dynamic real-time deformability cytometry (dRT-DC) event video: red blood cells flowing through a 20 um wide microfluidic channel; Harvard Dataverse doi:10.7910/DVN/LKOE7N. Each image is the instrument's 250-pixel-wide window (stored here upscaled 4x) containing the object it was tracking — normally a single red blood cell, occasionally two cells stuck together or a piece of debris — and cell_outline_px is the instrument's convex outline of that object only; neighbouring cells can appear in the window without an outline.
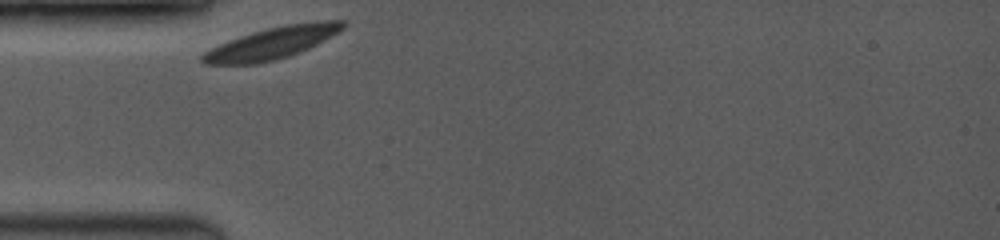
{"species": "common noctule bat (a hibernating species)", "species_latin": "Nyctalus noctula", "temperature_condition": "room temperature", "stored_images_in_passage": 16, "camera_frame_rate_fps": 3500, "um_per_image_px": 0.085, "animal": {"sex": "female", "body_mass_g": 19.0, "forearm_length_mm": 53.3}, "frame": {"image": 1, "passage_image": 1, "time_ms": 0.0, "image_size_px": [1000, 240], "cell_outline_px": [[348, 24], [344, 28], [316, 44], [300, 52], [276, 60], [256, 64], [204, 64], [200, 60], [200, 56], [204, 52], [220, 44], [240, 36], [252, 32], [284, 24], [316, 20], [348, 20]], "centroid_in_image_um": [23.15, 3.64], "position_along_channel_um": 61.8, "area_um2": 26.07}}
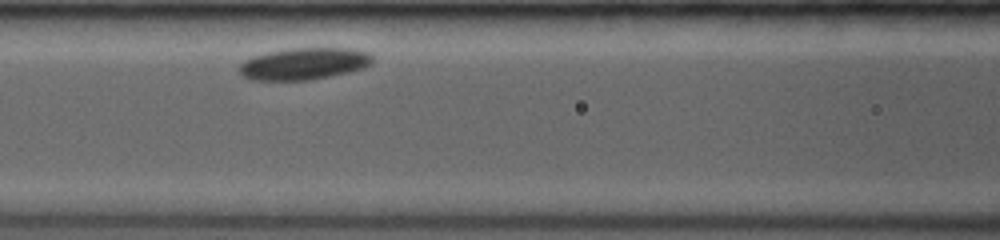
{"frame": {"image": 2, "passage_image": 7, "time_ms": 2.286, "image_size_px": [1000, 240], "cell_outline_px": [[372, 64], [364, 68], [348, 72], [312, 80], [252, 80], [244, 76], [240, 72], [240, 64], [244, 60], [252, 56], [268, 52], [288, 48], [352, 48], [368, 52], [372, 56]], "centroid_in_image_um": [25.86, 5.41], "position_along_channel_um": 140.7, "area_um2": 24.85}}
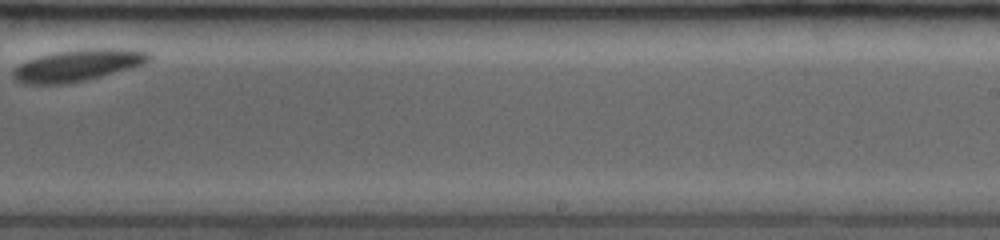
{"frame": {"image": 3, "passage_image": 16, "time_ms": 6.286, "image_size_px": [1000, 240], "cell_outline_px": [[152, 56], [144, 64], [100, 76], [84, 80], [64, 84], [24, 84], [16, 80], [12, 76], [12, 72], [20, 64], [28, 60], [40, 56], [56, 52], [84, 48], [120, 48], [148, 52]], "centroid_in_image_um": [6.6, 5.54], "position_along_channel_um": 282.4, "area_um2": 24.8}}